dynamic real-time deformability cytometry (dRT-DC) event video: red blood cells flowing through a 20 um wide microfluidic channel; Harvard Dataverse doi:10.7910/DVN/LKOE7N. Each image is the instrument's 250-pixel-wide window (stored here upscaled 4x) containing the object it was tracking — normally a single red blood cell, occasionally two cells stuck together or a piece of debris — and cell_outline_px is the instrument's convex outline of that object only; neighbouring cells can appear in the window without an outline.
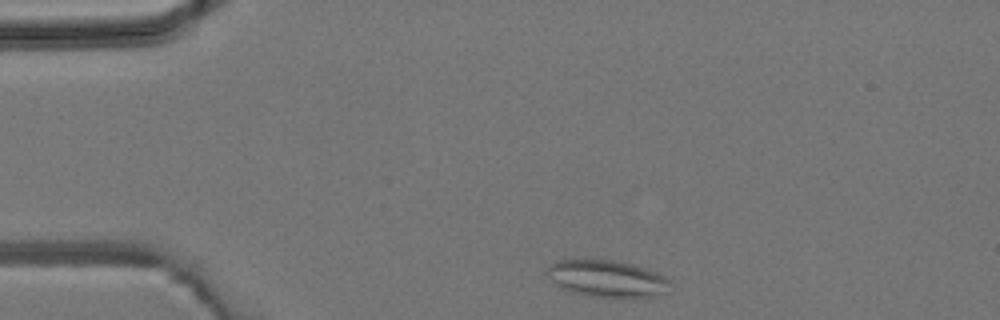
{"species": "common noctule bat (a hibernating species)", "species_latin": "Nyctalus noctula", "temperature_condition": "room temperature", "stored_images_in_passage": 4, "camera_frame_rate_fps": 3000, "um_per_image_px": 0.085, "animal": {"sex": "male", "body_mass_g": 19.2, "forearm_length_mm": 51.8}, "frame": {"image": 1, "passage_image": 1, "time_ms": 0.0, "image_size_px": [1000, 320], "cell_outline_px": [[672, 292], [656, 296], [632, 300], [588, 296], [572, 292], [560, 288], [544, 272], [548, 264], [556, 260], [612, 260], [632, 264], [656, 272], [664, 276], [668, 280]], "centroid_in_image_um": [51.63, 23.73], "position_along_channel_um": 33.4, "area_um2": 27.34}}